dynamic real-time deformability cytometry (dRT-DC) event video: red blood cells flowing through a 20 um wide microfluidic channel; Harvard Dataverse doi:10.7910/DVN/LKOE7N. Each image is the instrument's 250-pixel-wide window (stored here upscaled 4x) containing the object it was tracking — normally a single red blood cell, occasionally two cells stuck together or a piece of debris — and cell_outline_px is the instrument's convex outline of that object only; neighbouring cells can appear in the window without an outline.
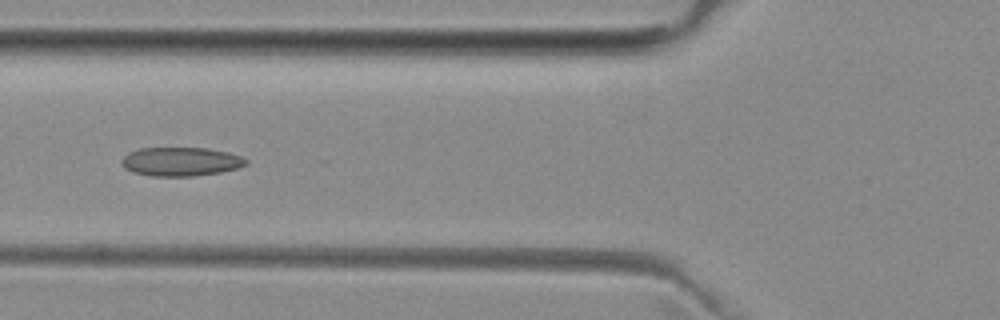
{"species": "common noctule bat (a hibernating species)", "species_latin": "Nyctalus noctula", "temperature_condition": "room temperature", "stored_images_in_passage": 6, "camera_frame_rate_fps": 3000, "um_per_image_px": 0.085, "animal": {"sex": "female", "body_mass_g": 29.2, "forearm_length_mm": 56.3}, "frame": {"image": 1, "passage_image": 6, "time_ms": 5.667, "image_size_px": [1000, 320], "cell_outline_px": [[248, 164], [236, 168], [220, 172], [196, 176], [152, 176], [132, 172], [124, 168], [120, 160], [128, 152], [140, 148], [208, 148], [228, 152], [244, 156], [248, 160]], "centroid_in_image_um": [15.38, 13.73], "position_along_channel_um": 110.4, "area_um2": 21.1}}